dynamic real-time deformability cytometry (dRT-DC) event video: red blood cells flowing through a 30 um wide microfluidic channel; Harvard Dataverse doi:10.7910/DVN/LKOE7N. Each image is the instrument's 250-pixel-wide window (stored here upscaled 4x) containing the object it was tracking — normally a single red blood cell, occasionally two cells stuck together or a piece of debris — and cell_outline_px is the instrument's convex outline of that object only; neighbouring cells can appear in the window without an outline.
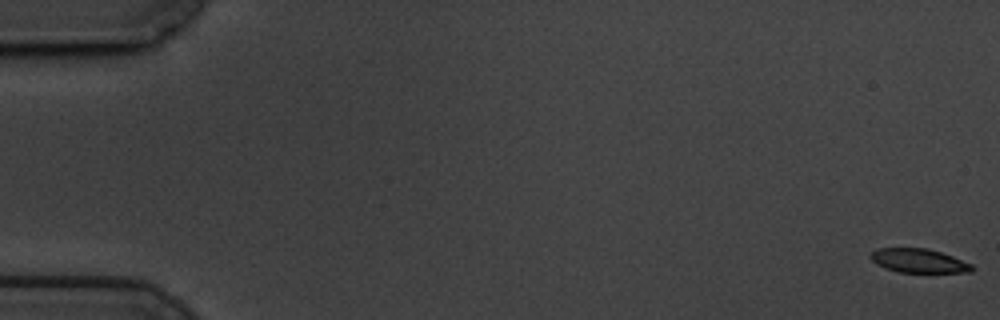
{"species": "common noctule bat (a hibernating species)", "species_latin": "Nyctalus noctula", "temperature_condition": "cold", "stored_images_in_passage": 59, "camera_frame_rate_fps": 3000, "um_per_image_px": 0.085, "animal": {"sex": "male", "body_mass_g": 19.5, "forearm_length_mm": 54.6}, "frame": {"image": 1, "passage_image": 1, "time_ms": 0.0, "image_size_px": [1000, 320], "cell_outline_px": [[972, 272], [900, 272], [884, 268], [876, 264], [868, 256], [876, 248], [928, 248], [952, 256], [972, 264]], "centroid_in_image_um": [78.05, 22.15], "position_along_channel_um": 7.0, "area_um2": 14.1}}
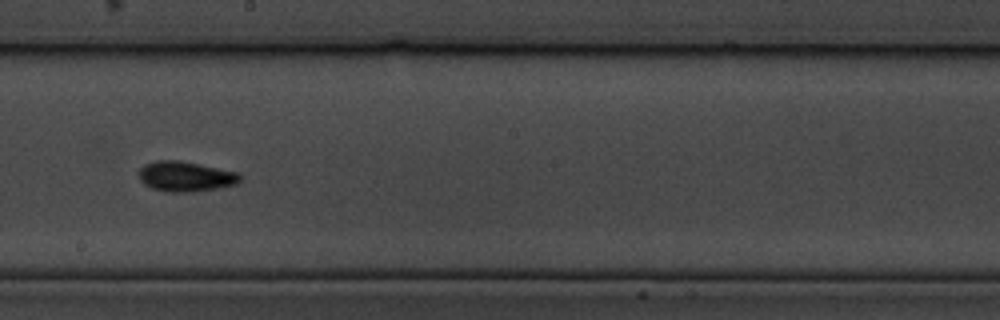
{"frame": {"image": 2, "passage_image": 34, "time_ms": 11.0, "image_size_px": [1000, 320], "cell_outline_px": [[240, 180], [236, 184], [216, 188], [192, 192], [168, 192], [152, 188], [144, 184], [140, 180], [136, 172], [144, 164], [156, 160], [180, 160], [236, 172], [240, 176]], "centroid_in_image_um": [15.69, 14.99], "position_along_channel_um": 232.5, "area_um2": 17.74}}
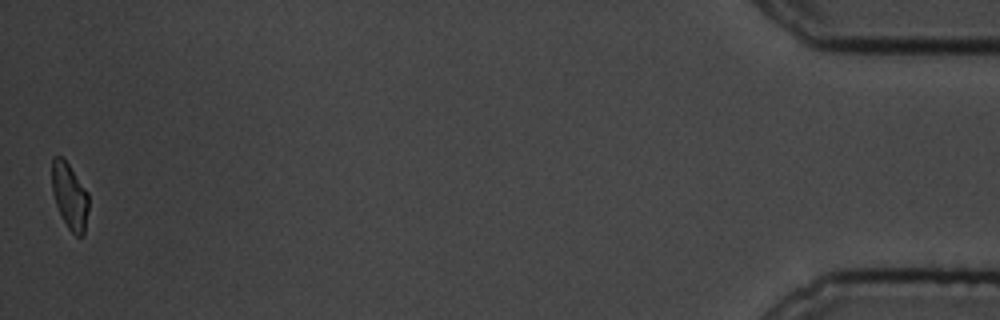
{"frame": {"image": 3, "passage_image": 59, "time_ms": 19.333, "image_size_px": [1000, 320], "cell_outline_px": [[88, 208], [84, 236], [76, 236], [68, 228], [56, 204], [52, 192], [52, 156], [60, 156], [68, 164], [88, 192]], "centroid_in_image_um": [5.92, 16.67], "position_along_channel_um": 429.3, "area_um2": 13.93}, "authors_computed_cell_mechanics": {"area_um2": 15.606, "velocity_mm_per_s": 3.4326, "shape_relaxation_time_tau1_ms": 2.3308, "shape_relaxation_time_tau2_ms": 5.1044, "deformation_change_tau1": 0.0918, "deformation_change_tau2": 0.0905}}